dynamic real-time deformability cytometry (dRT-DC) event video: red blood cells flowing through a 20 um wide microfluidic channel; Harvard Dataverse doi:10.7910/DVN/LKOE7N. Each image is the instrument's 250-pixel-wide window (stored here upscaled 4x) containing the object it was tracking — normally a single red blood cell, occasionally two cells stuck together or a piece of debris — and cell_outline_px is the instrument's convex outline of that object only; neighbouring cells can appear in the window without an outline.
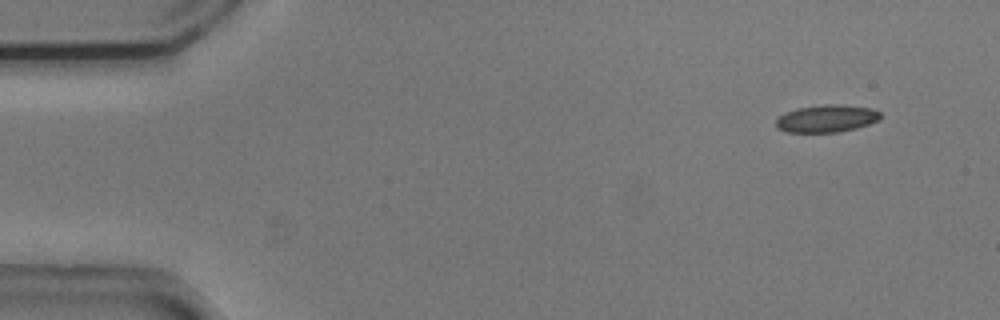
{"species": "common noctule bat (a hibernating species)", "species_latin": "Nyctalus noctula", "temperature_condition": "cold", "stored_images_in_passage": 51, "camera_frame_rate_fps": 3000, "um_per_image_px": 0.085, "animal": {"sex": "male", "body_mass_g": 20.5, "forearm_length_mm": 52.5}, "frame": {"image": 1, "passage_image": 1, "time_ms": 0.0, "image_size_px": [1000, 320], "cell_outline_px": [[880, 116], [876, 120], [868, 124], [856, 128], [840, 132], [784, 132], [776, 128], [776, 120], [784, 112], [796, 108], [824, 104], [836, 104], [872, 108], [880, 112]], "centroid_in_image_um": [70.21, 10.07], "position_along_channel_um": 14.8, "area_um2": 16.7}}
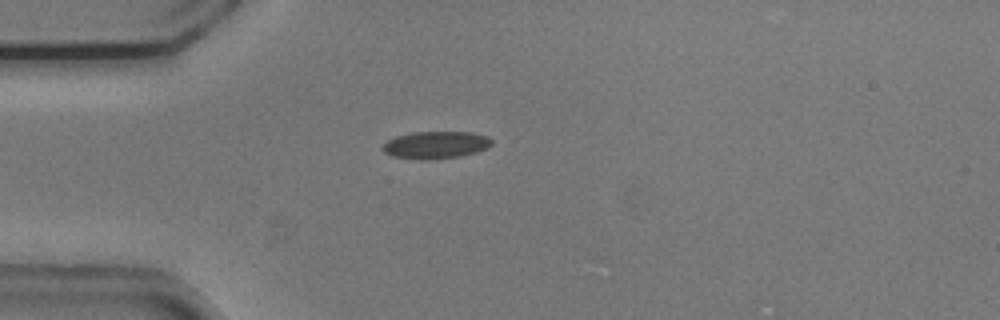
{"frame": {"image": 2, "passage_image": 11, "time_ms": 3.333, "image_size_px": [1000, 320], "cell_outline_px": [[492, 144], [488, 148], [476, 152], [460, 156], [436, 160], [420, 160], [392, 156], [384, 152], [380, 148], [388, 140], [396, 136], [412, 132], [472, 132], [488, 136], [492, 140]], "centroid_in_image_um": [37.04, 12.33], "position_along_channel_um": 48.0, "area_um2": 17.63}}
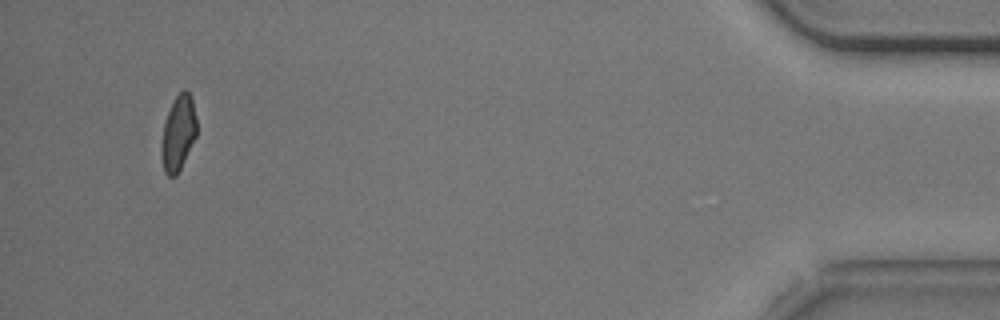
{"frame": {"image": 3, "passage_image": 48, "time_ms": 15.667, "image_size_px": [1000, 320], "cell_outline_px": [[196, 136], [176, 176], [168, 176], [164, 172], [160, 156], [160, 144], [164, 124], [168, 112], [176, 96], [184, 88], [192, 96], [196, 120]], "centroid_in_image_um": [15.13, 11.33], "position_along_channel_um": 420.1, "area_um2": 15.43}, "authors_computed_cell_mechanics": {"area_um2": 16.8198, "velocity_mm_per_s": 3.7368, "shape_relaxation_time_tau1_ms": 5.3565, "shape_relaxation_time_tau2_ms": 2.1985, "deformation_change_tau1": 0.0889, "deformation_change_tau2": 0.0887}}